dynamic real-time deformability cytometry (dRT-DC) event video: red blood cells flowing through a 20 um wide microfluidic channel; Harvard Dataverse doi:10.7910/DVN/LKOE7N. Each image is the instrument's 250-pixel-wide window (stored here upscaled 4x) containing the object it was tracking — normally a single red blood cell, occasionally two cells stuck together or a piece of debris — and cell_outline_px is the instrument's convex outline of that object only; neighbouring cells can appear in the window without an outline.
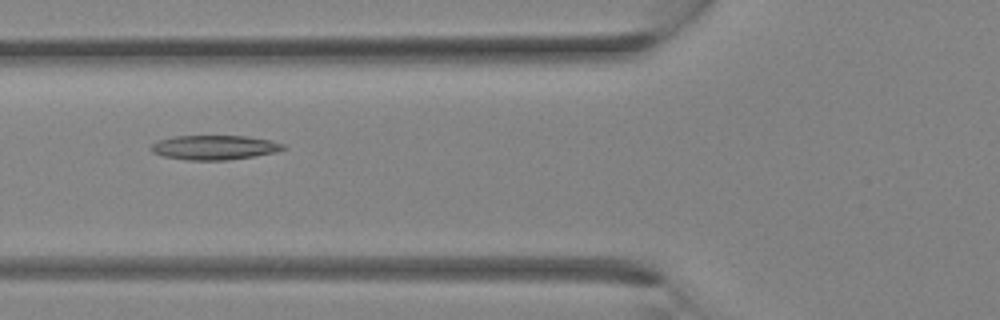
{"species": "Egyptian fruit bat (a non-hibernating species)", "species_latin": "Rousettus aegyptiacus", "temperature_condition": "room temperature", "stored_images_in_passage": 5, "camera_frame_rate_fps": 3000, "um_per_image_px": 0.085, "animal": {"sex": "female"}, "frame": {"image": 1, "passage_image": 5, "time_ms": 1.333, "image_size_px": [1000, 320], "cell_outline_px": [[288, 148], [276, 152], [228, 160], [188, 160], [164, 156], [152, 152], [148, 148], [152, 144], [160, 140], [172, 136], [248, 136], [272, 140], [284, 144]], "centroid_in_image_um": [18.24, 12.53], "position_along_channel_um": 107.6, "area_um2": 18.9}}